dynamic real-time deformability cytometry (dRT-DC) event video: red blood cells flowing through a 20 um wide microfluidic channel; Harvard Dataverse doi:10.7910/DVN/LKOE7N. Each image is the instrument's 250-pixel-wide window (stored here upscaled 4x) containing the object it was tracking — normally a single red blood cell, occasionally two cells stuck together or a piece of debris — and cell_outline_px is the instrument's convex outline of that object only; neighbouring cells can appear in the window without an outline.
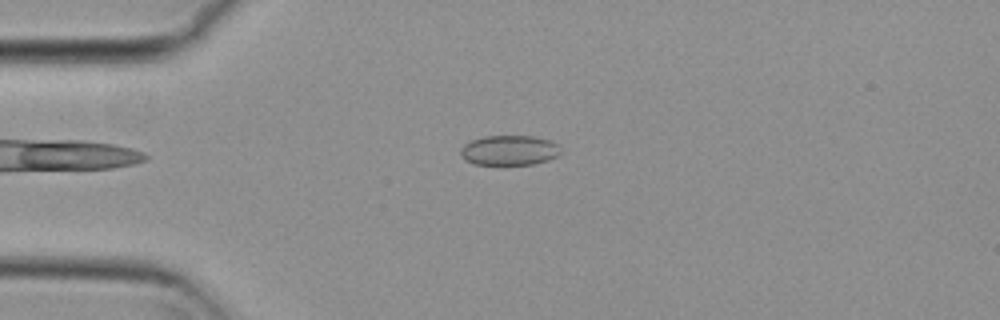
{"species": "common noctule bat (a hibernating species)", "species_latin": "Nyctalus noctula", "temperature_condition": "cold", "stored_images_in_passage": 43, "camera_frame_rate_fps": 3000, "um_per_image_px": 0.085, "animal": {"sex": "female", "body_mass_g": 29.2, "forearm_length_mm": 56.3}, "frame": {"image": 1, "passage_image": 1, "time_ms": 0.0, "image_size_px": [1000, 320], "cell_outline_px": [[560, 152], [556, 156], [548, 160], [532, 164], [476, 164], [464, 160], [460, 156], [460, 148], [464, 144], [472, 140], [484, 136], [532, 136], [548, 140], [556, 144]], "centroid_in_image_um": [43.23, 12.77], "position_along_channel_um": 41.8, "area_um2": 17.28}}
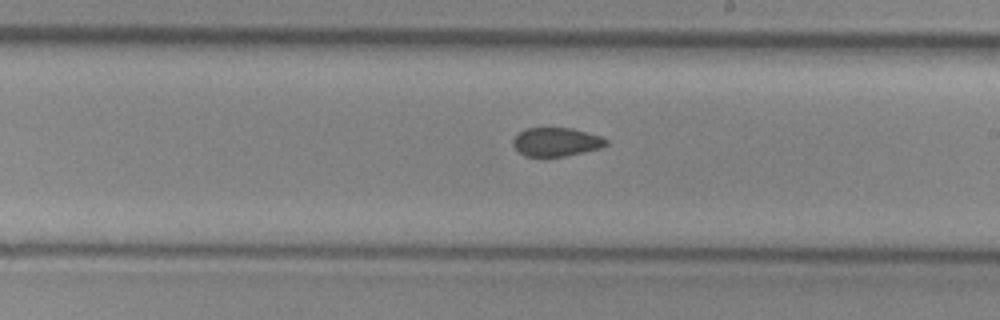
{"frame": {"image": 2, "passage_image": 19, "time_ms": 6.0, "image_size_px": [1000, 320], "cell_outline_px": [[608, 144], [600, 148], [584, 152], [564, 156], [524, 156], [512, 144], [512, 140], [524, 128], [572, 128], [600, 136], [608, 140]], "centroid_in_image_um": [47.28, 12.06], "position_along_channel_um": 241.7, "area_um2": 15.43}}
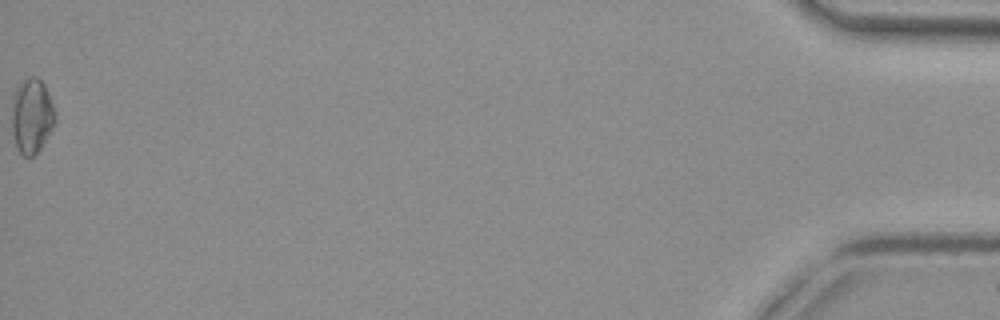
{"frame": {"image": 3, "passage_image": 43, "time_ms": 14.0, "image_size_px": [1000, 320], "cell_outline_px": [[56, 120], [52, 128], [40, 148], [32, 156], [24, 156], [16, 148], [12, 132], [12, 96], [16, 88], [24, 80], [32, 76], [36, 76], [44, 84], [52, 100], [56, 112]], "centroid_in_image_um": [2.7, 9.83], "position_along_channel_um": 432.5, "area_um2": 18.96}, "authors_computed_cell_mechanics": {"area_um2": 16.8198, "velocity_mm_per_s": 3.736, "shape_relaxation_time_tau1_ms": null, "shape_relaxation_time_tau2_ms": 5.8317, "deformation_change_tau1": null, "deformation_change_tau2": 0.0997}}